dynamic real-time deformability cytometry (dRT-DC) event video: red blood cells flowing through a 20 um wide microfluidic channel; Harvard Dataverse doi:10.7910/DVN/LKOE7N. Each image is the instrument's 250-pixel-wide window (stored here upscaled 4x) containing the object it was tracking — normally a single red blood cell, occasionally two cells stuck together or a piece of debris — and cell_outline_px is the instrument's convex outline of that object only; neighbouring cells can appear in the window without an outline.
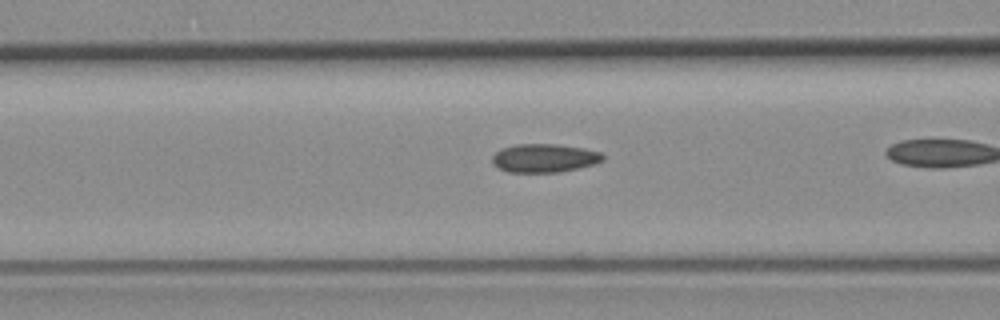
{"species": "common noctule bat (a hibernating species)", "species_latin": "Nyctalus noctula", "temperature_condition": "room temperature", "stored_images_in_passage": 31, "camera_frame_rate_fps": 3000, "um_per_image_px": 0.085, "animal": {"sex": "female", "body_mass_g": 19.3, "forearm_length_mm": 54.1}, "frame": {"image": 1, "passage_image": 11, "time_ms": 3.333, "image_size_px": [1000, 320], "cell_outline_px": [[604, 160], [592, 164], [560, 172], [508, 172], [500, 168], [492, 160], [492, 156], [496, 152], [504, 148], [516, 144], [556, 144], [584, 148], [600, 152], [604, 156]], "centroid_in_image_um": [46.28, 13.43], "position_along_channel_um": 120.3, "area_um2": 18.09}}
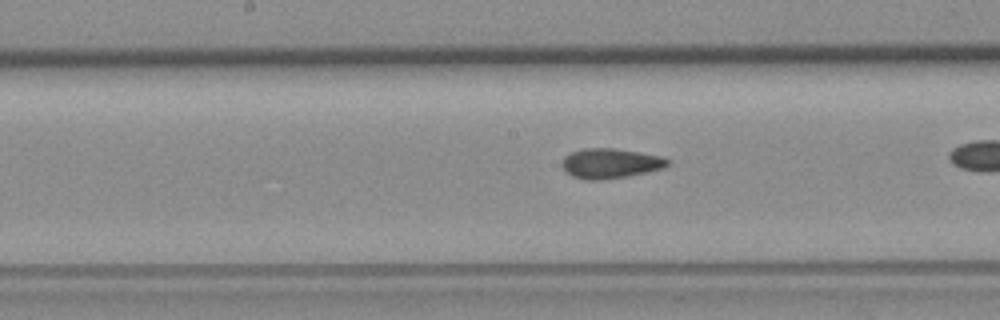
{"frame": {"image": 2, "passage_image": 17, "time_ms": 5.333, "image_size_px": [1000, 320], "cell_outline_px": [[668, 164], [664, 168], [648, 172], [628, 176], [604, 180], [584, 180], [572, 176], [560, 164], [564, 156], [572, 152], [584, 148], [612, 148], [660, 156], [668, 160]], "centroid_in_image_um": [51.84, 13.9], "position_along_channel_um": 196.4, "area_um2": 18.32}}
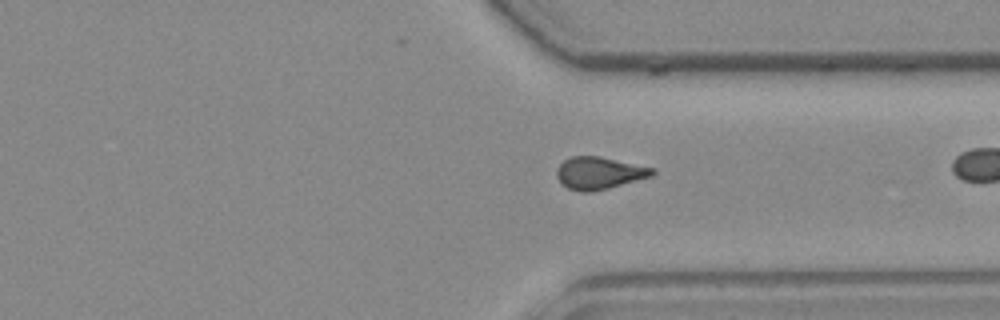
{"frame": {"image": 3, "passage_image": 30, "time_ms": 9.667, "image_size_px": [1000, 320], "cell_outline_px": [[656, 172], [652, 176], [608, 188], [592, 192], [580, 192], [568, 188], [556, 176], [556, 168], [564, 160], [572, 156], [600, 156], [656, 168]], "centroid_in_image_um": [50.95, 14.7], "position_along_channel_um": 360.5, "area_um2": 18.03}}